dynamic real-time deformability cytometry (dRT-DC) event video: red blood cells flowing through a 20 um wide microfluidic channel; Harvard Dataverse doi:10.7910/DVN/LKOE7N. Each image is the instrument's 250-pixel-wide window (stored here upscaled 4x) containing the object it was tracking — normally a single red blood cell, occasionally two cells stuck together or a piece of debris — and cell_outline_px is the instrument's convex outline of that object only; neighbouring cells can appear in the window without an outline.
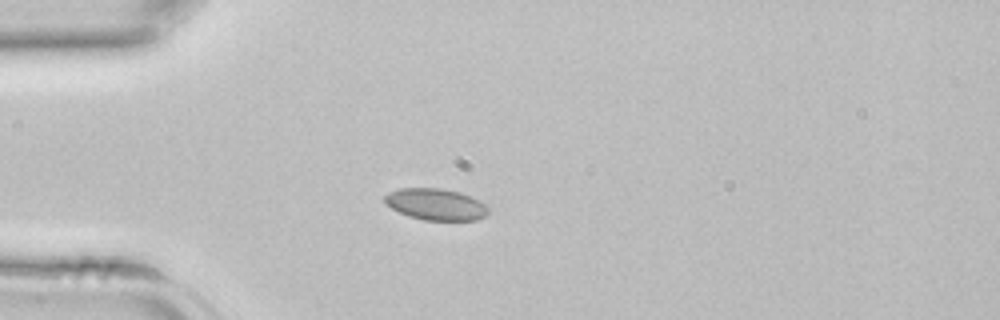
{"species": "common noctule bat (a hibernating species)", "species_latin": "Nyctalus noctula", "temperature_condition": "room temperature", "stored_images_in_passage": 32, "camera_frame_rate_fps": 3000, "um_per_image_px": 0.085, "animal": {"sex": "female", "body_mass_g": 22.7, "forearm_length_mm": 54.2}, "frame": {"image": 1, "passage_image": 1, "time_ms": 0.0, "image_size_px": [1000, 320], "cell_outline_px": [[488, 212], [484, 216], [476, 220], [424, 220], [408, 216], [384, 204], [384, 196], [388, 192], [400, 188], [440, 188], [460, 192], [472, 196], [488, 204]], "centroid_in_image_um": [37.05, 17.36], "position_along_channel_um": 47.9, "area_um2": 19.25}}